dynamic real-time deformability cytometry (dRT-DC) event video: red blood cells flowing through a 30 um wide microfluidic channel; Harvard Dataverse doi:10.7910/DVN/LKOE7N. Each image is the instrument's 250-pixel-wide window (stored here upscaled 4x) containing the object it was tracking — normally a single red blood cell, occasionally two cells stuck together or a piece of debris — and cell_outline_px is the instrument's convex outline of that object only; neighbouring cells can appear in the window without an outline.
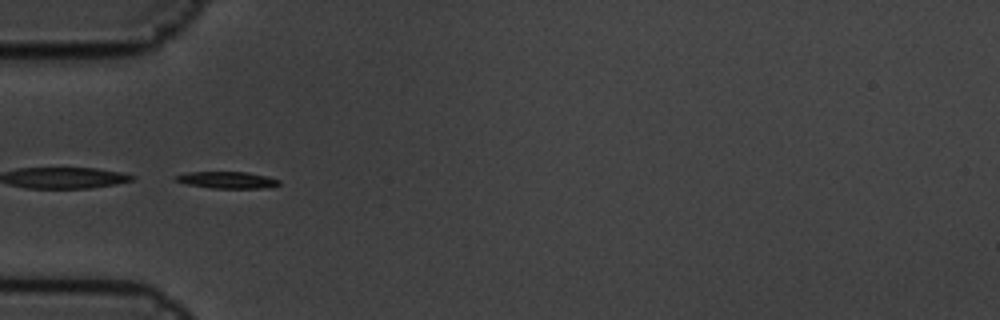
{"species": "common noctule bat (a hibernating species)", "species_latin": "Nyctalus noctula", "temperature_condition": "cold", "stored_images_in_passage": 8, "segment_of_instrument_passage": [2, 2], "camera_frame_rate_fps": 3000, "um_per_image_px": 0.085, "animal": {"sex": "male", "body_mass_g": 19.5, "forearm_length_mm": 54.6}, "frame": {"image": 1, "passage_image": 5, "time_ms": 1.333, "image_size_px": [1000, 320], "cell_outline_px": [[280, 184], [268, 188], [212, 188], [188, 184], [176, 180], [172, 176], [188, 172], [248, 172], [268, 176], [280, 180]], "centroid_in_image_um": [19.34, 15.29], "position_along_channel_um": 65.7, "area_um2": 10.12}}
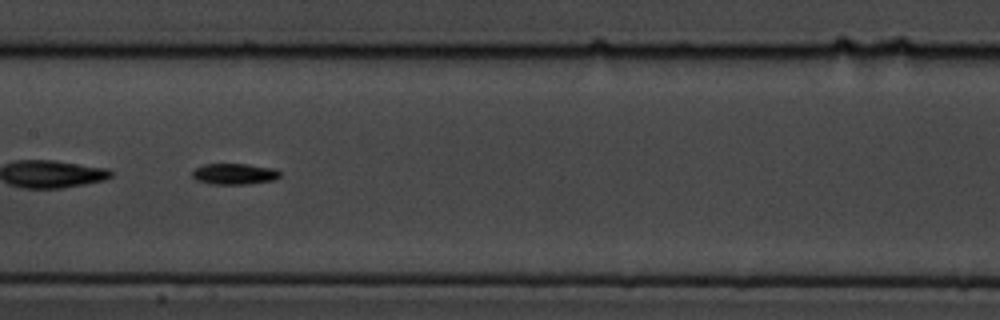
{"frame": {"image": 2, "passage_image": 8, "time_ms": 2.333, "image_size_px": [1000, 320], "cell_outline_px": [[280, 176], [276, 180], [248, 184], [212, 184], [196, 180], [192, 176], [192, 172], [196, 168], [204, 164], [248, 164], [276, 168], [280, 172]], "centroid_in_image_um": [19.96, 14.78], "position_along_channel_um": 187.4, "area_um2": 10.87}}